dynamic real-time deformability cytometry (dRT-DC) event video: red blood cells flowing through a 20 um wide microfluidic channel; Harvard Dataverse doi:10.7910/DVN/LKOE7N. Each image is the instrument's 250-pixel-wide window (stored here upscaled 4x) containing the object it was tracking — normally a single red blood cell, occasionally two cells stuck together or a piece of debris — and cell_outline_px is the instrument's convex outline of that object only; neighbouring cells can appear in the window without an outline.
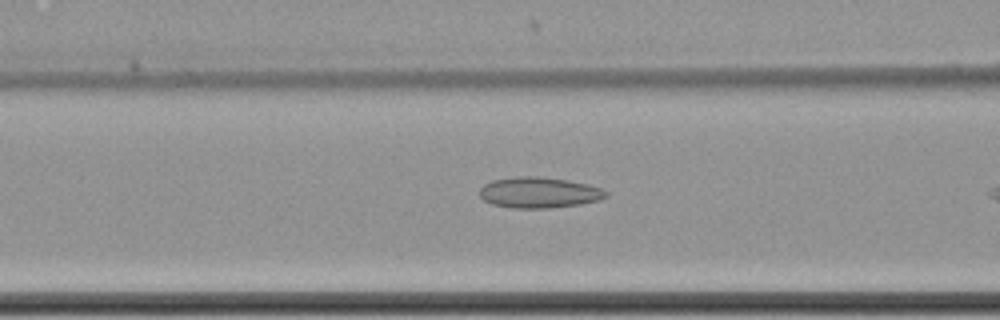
{"species": "common noctule bat (a hibernating species)", "species_latin": "Nyctalus noctula", "temperature_condition": "cold", "stored_images_in_passage": 22, "camera_frame_rate_fps": 3000, "um_per_image_px": 0.085, "animal": {"sex": "female", "body_mass_g": 22.7, "forearm_length_mm": 54.2}, "frame": {"image": 1, "passage_image": 13, "time_ms": 4.0, "image_size_px": [1000, 320], "cell_outline_px": [[608, 196], [600, 200], [580, 204], [548, 208], [512, 208], [492, 204], [484, 200], [480, 196], [480, 188], [484, 184], [492, 180], [516, 176], [540, 176], [568, 180], [588, 184], [600, 188], [608, 192]], "centroid_in_image_um": [45.82, 16.36], "position_along_channel_um": 120.8, "area_um2": 22.83}}
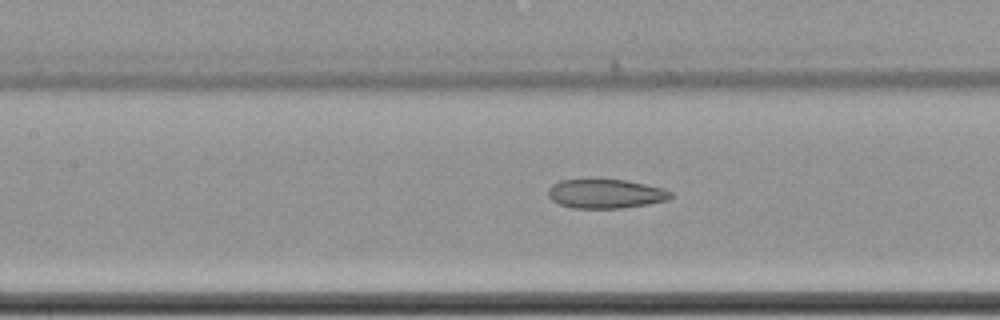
{"frame": {"image": 2, "passage_image": 16, "time_ms": 5.0, "image_size_px": [1000, 320], "cell_outline_px": [[672, 196], [668, 200], [648, 204], [620, 208], [576, 208], [560, 204], [552, 200], [548, 196], [548, 188], [552, 184], [560, 180], [624, 180], [664, 188], [672, 192]], "centroid_in_image_um": [51.48, 16.47], "position_along_channel_um": 155.9, "area_um2": 20.63}}